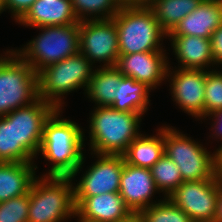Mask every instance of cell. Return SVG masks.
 <instances>
[{"mask_svg": "<svg viewBox=\"0 0 222 222\" xmlns=\"http://www.w3.org/2000/svg\"><path fill=\"white\" fill-rule=\"evenodd\" d=\"M56 109L45 121L43 138L38 152L49 161L50 169L42 176L72 177L74 180L84 166L85 134L82 126L62 117ZM78 173V174H77Z\"/></svg>", "mask_w": 222, "mask_h": 222, "instance_id": "obj_1", "label": "cell"}, {"mask_svg": "<svg viewBox=\"0 0 222 222\" xmlns=\"http://www.w3.org/2000/svg\"><path fill=\"white\" fill-rule=\"evenodd\" d=\"M89 117L90 153L123 155L141 134L144 114L121 112L111 106L94 107Z\"/></svg>", "mask_w": 222, "mask_h": 222, "instance_id": "obj_2", "label": "cell"}, {"mask_svg": "<svg viewBox=\"0 0 222 222\" xmlns=\"http://www.w3.org/2000/svg\"><path fill=\"white\" fill-rule=\"evenodd\" d=\"M199 143L175 127L164 125V154L178 166L183 182L212 179L222 170V156Z\"/></svg>", "mask_w": 222, "mask_h": 222, "instance_id": "obj_3", "label": "cell"}, {"mask_svg": "<svg viewBox=\"0 0 222 222\" xmlns=\"http://www.w3.org/2000/svg\"><path fill=\"white\" fill-rule=\"evenodd\" d=\"M113 21L117 27L119 55L167 51L162 44L167 34L148 5L122 6Z\"/></svg>", "mask_w": 222, "mask_h": 222, "instance_id": "obj_4", "label": "cell"}, {"mask_svg": "<svg viewBox=\"0 0 222 222\" xmlns=\"http://www.w3.org/2000/svg\"><path fill=\"white\" fill-rule=\"evenodd\" d=\"M72 177L38 176L29 191L28 222H65L75 217Z\"/></svg>", "mask_w": 222, "mask_h": 222, "instance_id": "obj_5", "label": "cell"}, {"mask_svg": "<svg viewBox=\"0 0 222 222\" xmlns=\"http://www.w3.org/2000/svg\"><path fill=\"white\" fill-rule=\"evenodd\" d=\"M37 29L41 33L24 48L13 49L37 74L48 65L80 52V22Z\"/></svg>", "mask_w": 222, "mask_h": 222, "instance_id": "obj_6", "label": "cell"}, {"mask_svg": "<svg viewBox=\"0 0 222 222\" xmlns=\"http://www.w3.org/2000/svg\"><path fill=\"white\" fill-rule=\"evenodd\" d=\"M94 68L81 52L48 65L38 73L39 98L56 109H63L64 95L80 88L85 93Z\"/></svg>", "mask_w": 222, "mask_h": 222, "instance_id": "obj_7", "label": "cell"}, {"mask_svg": "<svg viewBox=\"0 0 222 222\" xmlns=\"http://www.w3.org/2000/svg\"><path fill=\"white\" fill-rule=\"evenodd\" d=\"M0 55V117L39 99L38 74L13 49Z\"/></svg>", "mask_w": 222, "mask_h": 222, "instance_id": "obj_8", "label": "cell"}, {"mask_svg": "<svg viewBox=\"0 0 222 222\" xmlns=\"http://www.w3.org/2000/svg\"><path fill=\"white\" fill-rule=\"evenodd\" d=\"M219 196V173L212 179L184 181L168 196L193 222H214Z\"/></svg>", "mask_w": 222, "mask_h": 222, "instance_id": "obj_9", "label": "cell"}, {"mask_svg": "<svg viewBox=\"0 0 222 222\" xmlns=\"http://www.w3.org/2000/svg\"><path fill=\"white\" fill-rule=\"evenodd\" d=\"M80 52L95 66L98 62L102 67L116 65L119 44L113 18L80 21Z\"/></svg>", "mask_w": 222, "mask_h": 222, "instance_id": "obj_10", "label": "cell"}, {"mask_svg": "<svg viewBox=\"0 0 222 222\" xmlns=\"http://www.w3.org/2000/svg\"><path fill=\"white\" fill-rule=\"evenodd\" d=\"M169 64L167 80L173 101L184 113L197 120L204 119L206 70L175 68Z\"/></svg>", "mask_w": 222, "mask_h": 222, "instance_id": "obj_11", "label": "cell"}, {"mask_svg": "<svg viewBox=\"0 0 222 222\" xmlns=\"http://www.w3.org/2000/svg\"><path fill=\"white\" fill-rule=\"evenodd\" d=\"M94 154V155H93ZM97 160L74 183V197H92L119 192L120 179L125 163L123 155L97 154Z\"/></svg>", "mask_w": 222, "mask_h": 222, "instance_id": "obj_12", "label": "cell"}, {"mask_svg": "<svg viewBox=\"0 0 222 222\" xmlns=\"http://www.w3.org/2000/svg\"><path fill=\"white\" fill-rule=\"evenodd\" d=\"M55 110L52 104L39 98L33 104L5 115L15 118L16 144H21L34 159L38 158L44 123Z\"/></svg>", "mask_w": 222, "mask_h": 222, "instance_id": "obj_13", "label": "cell"}, {"mask_svg": "<svg viewBox=\"0 0 222 222\" xmlns=\"http://www.w3.org/2000/svg\"><path fill=\"white\" fill-rule=\"evenodd\" d=\"M166 54V51H149L119 55L115 67L123 76L145 83L153 91L167 81L169 57Z\"/></svg>", "mask_w": 222, "mask_h": 222, "instance_id": "obj_14", "label": "cell"}, {"mask_svg": "<svg viewBox=\"0 0 222 222\" xmlns=\"http://www.w3.org/2000/svg\"><path fill=\"white\" fill-rule=\"evenodd\" d=\"M156 193L159 191L150 169L124 163L119 194L132 213H139L152 204L160 202L161 199L158 201L152 199Z\"/></svg>", "mask_w": 222, "mask_h": 222, "instance_id": "obj_15", "label": "cell"}, {"mask_svg": "<svg viewBox=\"0 0 222 222\" xmlns=\"http://www.w3.org/2000/svg\"><path fill=\"white\" fill-rule=\"evenodd\" d=\"M74 204L75 217L81 222H120L132 214L119 192L74 197Z\"/></svg>", "mask_w": 222, "mask_h": 222, "instance_id": "obj_16", "label": "cell"}, {"mask_svg": "<svg viewBox=\"0 0 222 222\" xmlns=\"http://www.w3.org/2000/svg\"><path fill=\"white\" fill-rule=\"evenodd\" d=\"M167 37L179 63L178 67L174 68L213 70L211 66L213 68L215 63L209 38L193 35H167Z\"/></svg>", "mask_w": 222, "mask_h": 222, "instance_id": "obj_17", "label": "cell"}, {"mask_svg": "<svg viewBox=\"0 0 222 222\" xmlns=\"http://www.w3.org/2000/svg\"><path fill=\"white\" fill-rule=\"evenodd\" d=\"M71 0H36L17 22L25 27H49L76 24Z\"/></svg>", "mask_w": 222, "mask_h": 222, "instance_id": "obj_18", "label": "cell"}, {"mask_svg": "<svg viewBox=\"0 0 222 222\" xmlns=\"http://www.w3.org/2000/svg\"><path fill=\"white\" fill-rule=\"evenodd\" d=\"M221 24L222 0H202L168 35H193L210 39Z\"/></svg>", "mask_w": 222, "mask_h": 222, "instance_id": "obj_19", "label": "cell"}, {"mask_svg": "<svg viewBox=\"0 0 222 222\" xmlns=\"http://www.w3.org/2000/svg\"><path fill=\"white\" fill-rule=\"evenodd\" d=\"M36 169L35 162H0V203L29 193Z\"/></svg>", "mask_w": 222, "mask_h": 222, "instance_id": "obj_20", "label": "cell"}, {"mask_svg": "<svg viewBox=\"0 0 222 222\" xmlns=\"http://www.w3.org/2000/svg\"><path fill=\"white\" fill-rule=\"evenodd\" d=\"M156 134L141 133L128 146L123 154L127 164L150 169L164 155V125Z\"/></svg>", "mask_w": 222, "mask_h": 222, "instance_id": "obj_21", "label": "cell"}, {"mask_svg": "<svg viewBox=\"0 0 222 222\" xmlns=\"http://www.w3.org/2000/svg\"><path fill=\"white\" fill-rule=\"evenodd\" d=\"M151 90L145 83L122 76L115 92L116 97L110 106L121 112L145 114L149 109L148 105L150 106Z\"/></svg>", "mask_w": 222, "mask_h": 222, "instance_id": "obj_22", "label": "cell"}, {"mask_svg": "<svg viewBox=\"0 0 222 222\" xmlns=\"http://www.w3.org/2000/svg\"><path fill=\"white\" fill-rule=\"evenodd\" d=\"M99 65L92 74L91 80L85 90V95L94 106H110L116 95L115 92L122 78L121 72L114 67H100Z\"/></svg>", "mask_w": 222, "mask_h": 222, "instance_id": "obj_23", "label": "cell"}, {"mask_svg": "<svg viewBox=\"0 0 222 222\" xmlns=\"http://www.w3.org/2000/svg\"><path fill=\"white\" fill-rule=\"evenodd\" d=\"M201 1L202 0H151L148 6L153 10L158 24L168 35L184 17L198 7Z\"/></svg>", "mask_w": 222, "mask_h": 222, "instance_id": "obj_24", "label": "cell"}, {"mask_svg": "<svg viewBox=\"0 0 222 222\" xmlns=\"http://www.w3.org/2000/svg\"><path fill=\"white\" fill-rule=\"evenodd\" d=\"M0 162H34L21 144H16L15 118L0 117Z\"/></svg>", "mask_w": 222, "mask_h": 222, "instance_id": "obj_25", "label": "cell"}, {"mask_svg": "<svg viewBox=\"0 0 222 222\" xmlns=\"http://www.w3.org/2000/svg\"><path fill=\"white\" fill-rule=\"evenodd\" d=\"M79 21L111 19L121 9L118 0H71Z\"/></svg>", "mask_w": 222, "mask_h": 222, "instance_id": "obj_26", "label": "cell"}, {"mask_svg": "<svg viewBox=\"0 0 222 222\" xmlns=\"http://www.w3.org/2000/svg\"><path fill=\"white\" fill-rule=\"evenodd\" d=\"M158 191L168 198L183 183L178 166L165 154L150 168Z\"/></svg>", "mask_w": 222, "mask_h": 222, "instance_id": "obj_27", "label": "cell"}, {"mask_svg": "<svg viewBox=\"0 0 222 222\" xmlns=\"http://www.w3.org/2000/svg\"><path fill=\"white\" fill-rule=\"evenodd\" d=\"M144 222H193L181 209L168 198L141 210L139 212Z\"/></svg>", "mask_w": 222, "mask_h": 222, "instance_id": "obj_28", "label": "cell"}, {"mask_svg": "<svg viewBox=\"0 0 222 222\" xmlns=\"http://www.w3.org/2000/svg\"><path fill=\"white\" fill-rule=\"evenodd\" d=\"M206 71L204 118L222 109V70Z\"/></svg>", "mask_w": 222, "mask_h": 222, "instance_id": "obj_29", "label": "cell"}, {"mask_svg": "<svg viewBox=\"0 0 222 222\" xmlns=\"http://www.w3.org/2000/svg\"><path fill=\"white\" fill-rule=\"evenodd\" d=\"M29 193L0 203V222H28Z\"/></svg>", "mask_w": 222, "mask_h": 222, "instance_id": "obj_30", "label": "cell"}, {"mask_svg": "<svg viewBox=\"0 0 222 222\" xmlns=\"http://www.w3.org/2000/svg\"><path fill=\"white\" fill-rule=\"evenodd\" d=\"M5 11L11 13V17L18 22L30 9L36 0H3Z\"/></svg>", "mask_w": 222, "mask_h": 222, "instance_id": "obj_31", "label": "cell"}, {"mask_svg": "<svg viewBox=\"0 0 222 222\" xmlns=\"http://www.w3.org/2000/svg\"><path fill=\"white\" fill-rule=\"evenodd\" d=\"M210 40L213 60L219 67L222 65V24L212 33Z\"/></svg>", "mask_w": 222, "mask_h": 222, "instance_id": "obj_32", "label": "cell"}, {"mask_svg": "<svg viewBox=\"0 0 222 222\" xmlns=\"http://www.w3.org/2000/svg\"><path fill=\"white\" fill-rule=\"evenodd\" d=\"M210 116V117H209ZM206 116L204 118V120L207 119H211L212 120V125L210 126L212 129L210 131H212L211 135L209 137H212L213 139L215 138L220 139V141L222 140V109L216 111L215 113ZM215 136V137H213ZM216 151L222 156V142L221 145L216 149Z\"/></svg>", "mask_w": 222, "mask_h": 222, "instance_id": "obj_33", "label": "cell"}, {"mask_svg": "<svg viewBox=\"0 0 222 222\" xmlns=\"http://www.w3.org/2000/svg\"><path fill=\"white\" fill-rule=\"evenodd\" d=\"M214 222H222V170L219 172V196Z\"/></svg>", "mask_w": 222, "mask_h": 222, "instance_id": "obj_34", "label": "cell"}, {"mask_svg": "<svg viewBox=\"0 0 222 222\" xmlns=\"http://www.w3.org/2000/svg\"><path fill=\"white\" fill-rule=\"evenodd\" d=\"M151 0H118L121 6H146Z\"/></svg>", "mask_w": 222, "mask_h": 222, "instance_id": "obj_35", "label": "cell"}, {"mask_svg": "<svg viewBox=\"0 0 222 222\" xmlns=\"http://www.w3.org/2000/svg\"><path fill=\"white\" fill-rule=\"evenodd\" d=\"M120 222H144L139 213H132L127 219Z\"/></svg>", "mask_w": 222, "mask_h": 222, "instance_id": "obj_36", "label": "cell"}, {"mask_svg": "<svg viewBox=\"0 0 222 222\" xmlns=\"http://www.w3.org/2000/svg\"><path fill=\"white\" fill-rule=\"evenodd\" d=\"M3 12H6L4 8V1L0 0V14H2Z\"/></svg>", "mask_w": 222, "mask_h": 222, "instance_id": "obj_37", "label": "cell"}]
</instances>
